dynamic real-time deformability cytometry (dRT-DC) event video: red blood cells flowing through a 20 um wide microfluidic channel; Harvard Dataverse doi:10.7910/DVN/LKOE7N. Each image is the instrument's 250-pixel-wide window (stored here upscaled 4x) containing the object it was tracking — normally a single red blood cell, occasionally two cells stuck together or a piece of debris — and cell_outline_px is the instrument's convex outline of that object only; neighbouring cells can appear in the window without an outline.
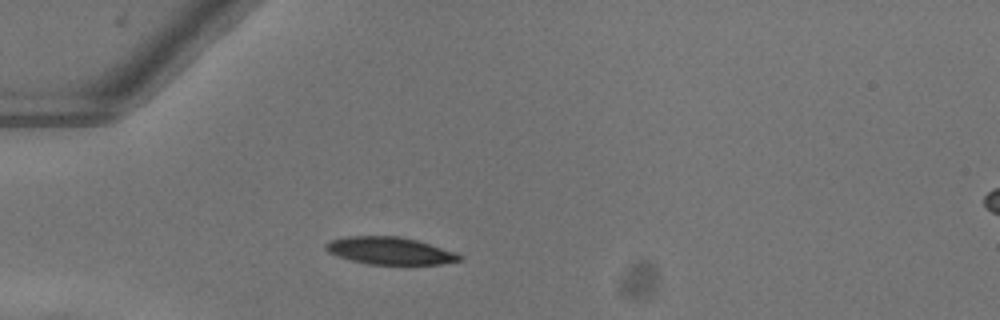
{"species": "common noctule bat (a hibernating species)", "species_latin": "Nyctalus noctula", "temperature_condition": "warm", "stored_images_in_passage": 37, "camera_frame_rate_fps": 3000, "um_per_image_px": 0.085, "animal": {"sex": "female"}, "frame": {"image": 1, "passage_image": 1, "time_ms": 0.0, "image_size_px": [1000, 320], "cell_outline_px": [[460, 260], [440, 264], [368, 264], [352, 260], [328, 252], [324, 248], [324, 244], [328, 240], [344, 236], [400, 236], [416, 240], [456, 252], [460, 256]], "centroid_in_image_um": [33.08, 21.3], "position_along_channel_um": 51.9, "area_um2": 21.15}}
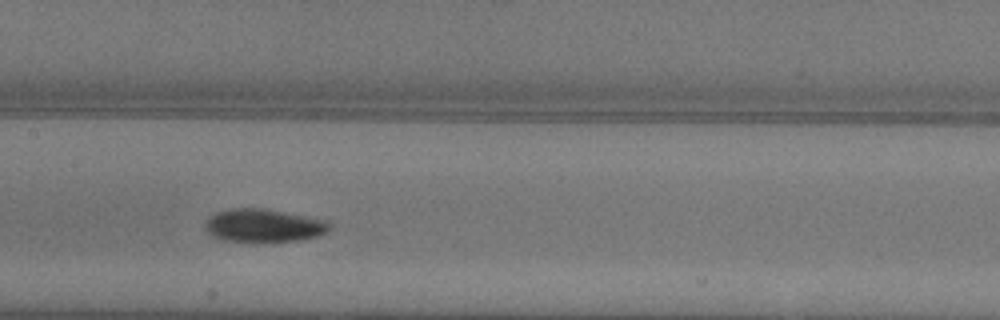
{"frame": {"image": 2, "passage_image": 12, "time_ms": 3.667, "image_size_px": [1000, 320], "cell_outline_px": [[332, 228], [328, 232], [320, 236], [296, 240], [256, 244], [224, 240], [212, 236], [204, 228], [204, 224], [216, 212], [228, 208], [264, 208], [328, 220], [332, 224]], "centroid_in_image_um": [22.44, 19.2], "position_along_channel_um": 185.0, "area_um2": 24.8}}
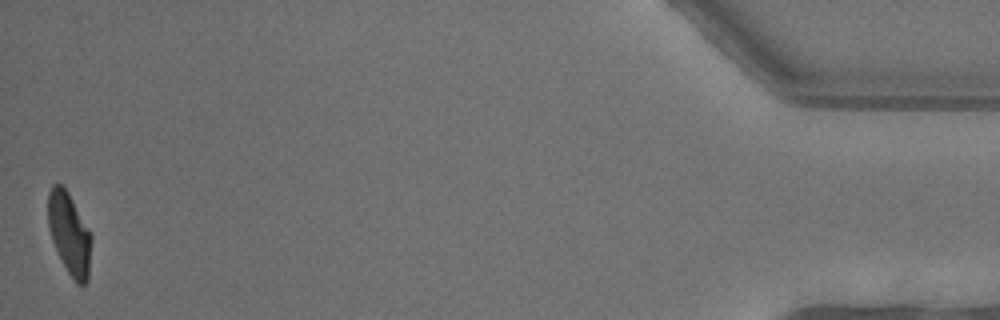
{"frame": {"image": 3, "passage_image": 37, "time_ms": 12.0, "image_size_px": [1000, 320], "cell_outline_px": [[92, 240], [88, 280], [84, 284], [80, 284], [68, 272], [52, 240], [48, 228], [48, 192], [52, 184], [60, 184], [68, 192], [92, 232]], "centroid_in_image_um": [5.91, 19.81], "position_along_channel_um": 429.3, "area_um2": 20.63}, "authors_computed_cell_mechanics": {"area_um2": 22.5998, "velocity_mm_per_s": 4.0344, "shape_relaxation_time_tau1_ms": 4.1876, "shape_relaxation_time_tau2_ms": 5.2514, "deformation_change_tau1": 0.1856, "deformation_change_tau2": 0.0736}}